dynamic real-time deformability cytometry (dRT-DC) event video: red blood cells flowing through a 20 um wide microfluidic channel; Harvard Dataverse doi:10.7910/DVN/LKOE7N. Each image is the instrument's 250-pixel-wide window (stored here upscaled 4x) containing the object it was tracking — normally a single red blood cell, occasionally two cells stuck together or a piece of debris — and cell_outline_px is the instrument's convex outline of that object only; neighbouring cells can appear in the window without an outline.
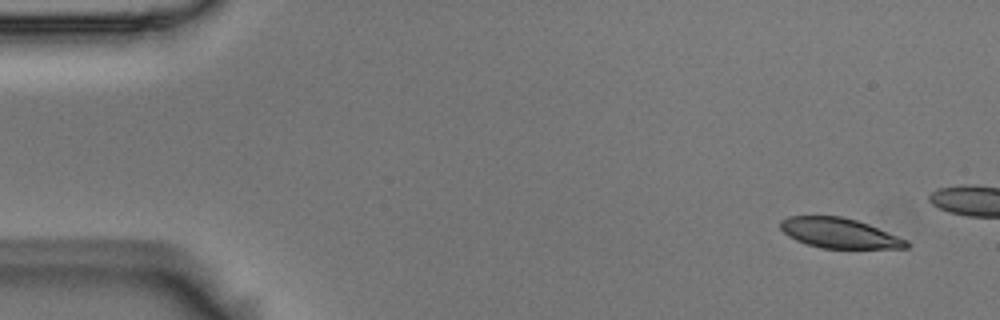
{"species": "Egyptian fruit bat (a non-hibernating species)", "species_latin": "Rousettus aegyptiacus", "temperature_condition": "room temperature", "stored_images_in_passage": 5, "camera_frame_rate_fps": 3000, "um_per_image_px": 0.085, "animal": {"sex": "male"}, "frame": {"image": 1, "passage_image": 1, "time_ms": 0.0, "image_size_px": [1000, 320], "cell_outline_px": [[908, 248], [820, 248], [796, 240], [788, 236], [780, 228], [780, 220], [788, 216], [840, 216], [856, 220], [868, 224], [908, 240]], "centroid_in_image_um": [71.32, 19.81], "position_along_channel_um": 13.7, "area_um2": 21.91}}